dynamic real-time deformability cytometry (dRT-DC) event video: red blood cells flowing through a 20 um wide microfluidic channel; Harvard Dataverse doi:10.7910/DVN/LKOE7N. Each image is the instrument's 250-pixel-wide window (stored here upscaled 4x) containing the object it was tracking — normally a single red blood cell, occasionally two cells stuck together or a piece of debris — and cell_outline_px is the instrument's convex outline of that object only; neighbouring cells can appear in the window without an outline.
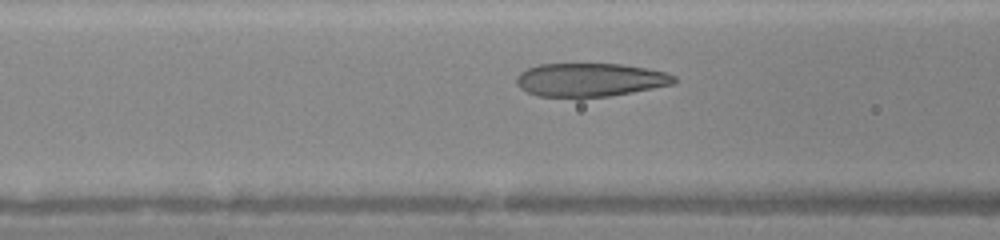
{"species": "human", "species_latin": "Homo sapiens", "temperature_condition": "warm", "stored_images_in_passage": 38, "camera_frame_rate_fps": 3000, "um_per_image_px": 0.085, "donor": {"sex": "female"}, "frame": {"image": 1, "passage_image": 12, "time_ms": 3.667, "image_size_px": [1000, 240], "cell_outline_px": [[676, 80], [672, 84], [632, 92], [608, 96], [540, 96], [528, 92], [520, 88], [516, 84], [516, 80], [520, 72], [528, 68], [540, 64], [620, 64], [648, 68], [664, 72], [676, 76]], "centroid_in_image_um": [50.15, 6.77], "position_along_channel_um": 116.4, "area_um2": 30.29}}
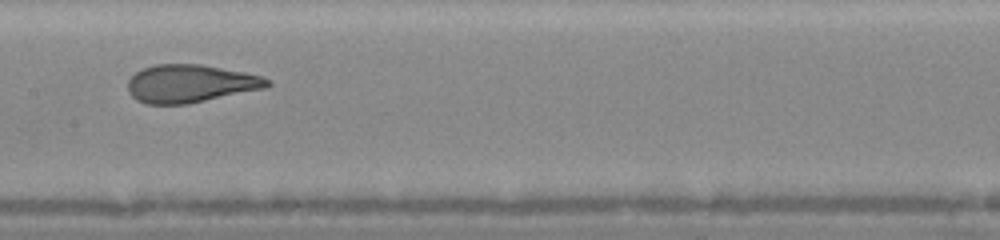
{"frame": {"image": 2, "passage_image": 17, "time_ms": 5.333, "image_size_px": [1000, 240], "cell_outline_px": [[272, 84], [268, 88], [188, 104], [144, 104], [136, 100], [128, 92], [128, 80], [136, 72], [144, 68], [156, 64], [200, 64], [244, 72], [264, 76], [272, 80]], "centroid_in_image_um": [16.23, 7.11], "position_along_channel_um": 191.2, "area_um2": 31.15}}
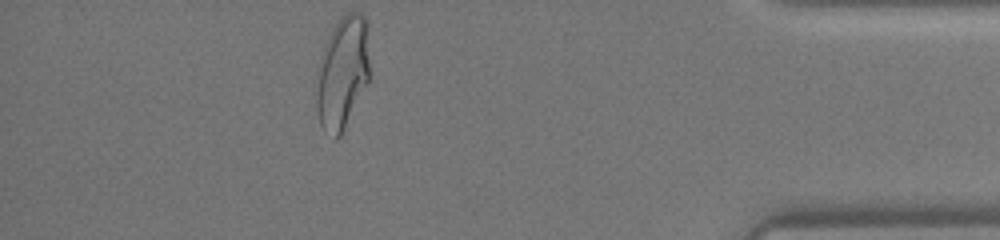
{"frame": {"image": 3, "passage_image": 34, "time_ms": 11.0, "image_size_px": [1000, 240], "cell_outline_px": [[368, 80], [340, 136], [336, 140], [332, 140], [324, 132], [320, 124], [316, 108], [316, 92], [320, 64], [324, 48], [328, 36], [332, 28], [340, 16], [348, 12], [360, 12], [368, 20]], "centroid_in_image_um": [29.11, 6.17], "position_along_channel_um": 406.1, "area_um2": 34.74}}